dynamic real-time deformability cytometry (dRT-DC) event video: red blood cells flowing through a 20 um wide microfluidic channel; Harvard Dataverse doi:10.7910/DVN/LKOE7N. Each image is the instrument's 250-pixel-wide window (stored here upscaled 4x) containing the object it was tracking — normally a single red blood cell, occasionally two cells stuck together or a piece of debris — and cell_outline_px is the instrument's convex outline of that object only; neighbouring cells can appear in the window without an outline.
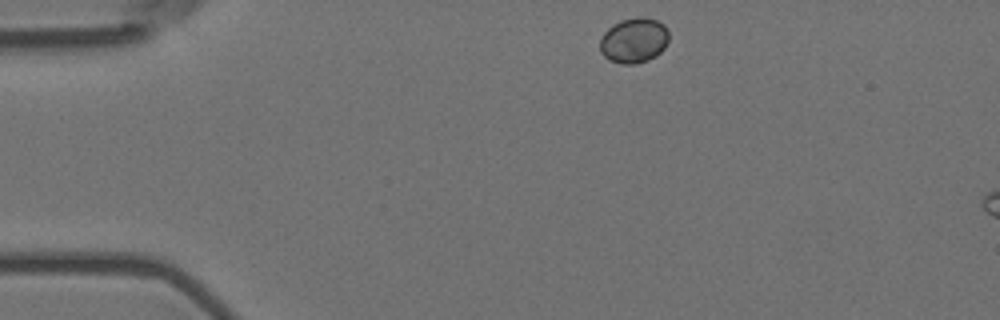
{"species": "Egyptian fruit bat (a non-hibernating species)", "species_latin": "Rousettus aegyptiacus", "temperature_condition": "room temperature", "stored_images_in_passage": 3, "camera_frame_rate_fps": 3000, "um_per_image_px": 0.085, "animal": {"sex": "female"}, "frame": {"image": 1, "passage_image": 1, "time_ms": 0.0, "image_size_px": [1000, 320], "cell_outline_px": [[668, 40], [664, 48], [656, 56], [648, 60], [636, 64], [620, 64], [608, 60], [600, 52], [600, 40], [604, 32], [612, 24], [620, 20], [636, 16], [644, 16], [656, 20], [664, 24], [668, 32]], "centroid_in_image_um": [53.87, 3.43], "position_along_channel_um": 31.1, "area_um2": 18.44}}